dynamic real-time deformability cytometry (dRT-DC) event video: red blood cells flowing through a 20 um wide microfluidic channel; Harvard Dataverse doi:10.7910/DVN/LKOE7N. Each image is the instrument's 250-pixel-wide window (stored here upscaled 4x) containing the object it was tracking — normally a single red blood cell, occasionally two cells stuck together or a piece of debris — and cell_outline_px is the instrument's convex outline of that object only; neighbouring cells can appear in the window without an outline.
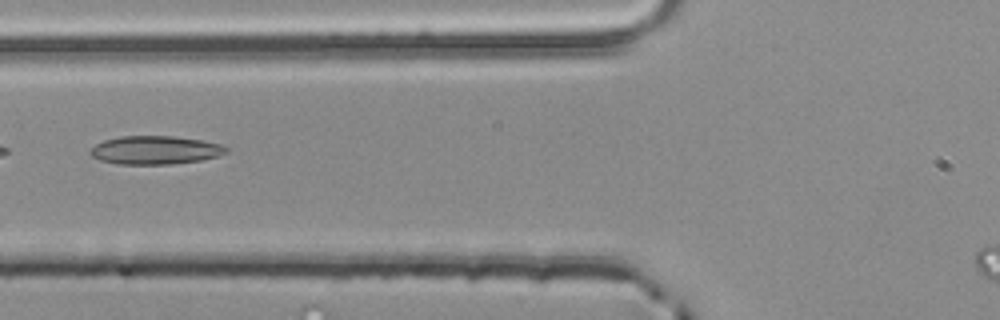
{"species": "common noctule bat (a hibernating species)", "species_latin": "Nyctalus noctula", "temperature_condition": "room temperature", "stored_images_in_passage": 4, "segment_of_instrument_passage": [2, 2], "camera_frame_rate_fps": 3000, "um_per_image_px": 0.085, "animal": {"sex": "male", "body_mass_g": 20.4}, "frame": {"image": 1, "passage_image": 4, "time_ms": 1.0, "image_size_px": [1000, 320], "cell_outline_px": [[228, 152], [216, 156], [200, 160], [172, 164], [116, 164], [100, 160], [92, 156], [88, 152], [96, 144], [104, 140], [120, 136], [172, 136], [204, 140], [220, 144], [228, 148]], "centroid_in_image_um": [13.18, 12.75], "position_along_channel_um": 112.6, "area_um2": 22.48}}